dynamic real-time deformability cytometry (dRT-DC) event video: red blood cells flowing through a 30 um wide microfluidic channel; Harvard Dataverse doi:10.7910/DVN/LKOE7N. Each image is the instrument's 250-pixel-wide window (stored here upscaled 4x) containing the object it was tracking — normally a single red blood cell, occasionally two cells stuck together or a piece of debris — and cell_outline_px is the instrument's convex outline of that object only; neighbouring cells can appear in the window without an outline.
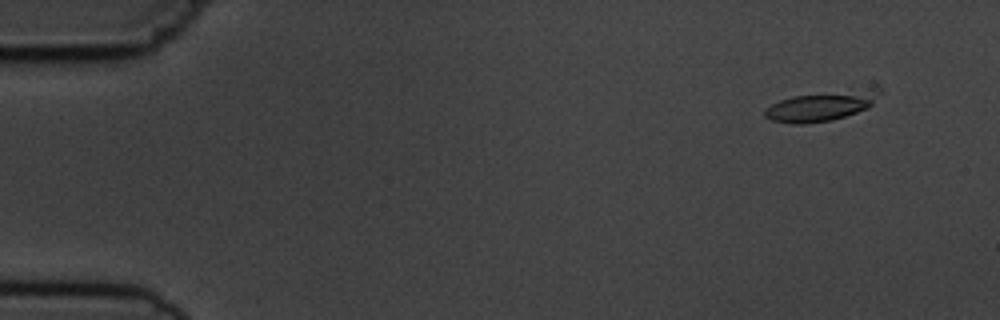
{"species": "common noctule bat (a hibernating species)", "species_latin": "Nyctalus noctula", "temperature_condition": "cold", "stored_images_in_passage": 5, "camera_frame_rate_fps": 3000, "um_per_image_px": 0.085, "animal": {"sex": "male", "body_mass_g": 19.5, "forearm_length_mm": 54.6}, "frame": {"image": 1, "passage_image": 1, "time_ms": 0.0, "image_size_px": [1000, 320], "cell_outline_px": [[884, 92], [868, 108], [832, 120], [804, 124], [792, 124], [772, 120], [764, 116], [764, 108], [780, 100], [792, 96], [880, 88], [884, 88]], "centroid_in_image_um": [69.81, 9.03], "position_along_channel_um": 15.2, "area_um2": 19.54}}
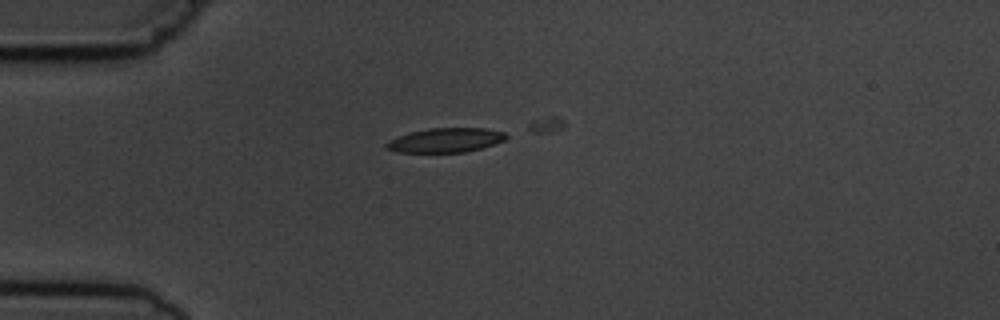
{"frame": {"image": 2, "passage_image": 3, "time_ms": 3.333, "image_size_px": [1000, 320], "cell_outline_px": [[508, 136], [504, 140], [480, 148], [464, 152], [396, 152], [384, 148], [384, 144], [388, 140], [412, 132], [428, 128], [484, 128], [504, 132]], "centroid_in_image_um": [37.83, 11.91], "position_along_channel_um": 47.2, "area_um2": 16.82}}